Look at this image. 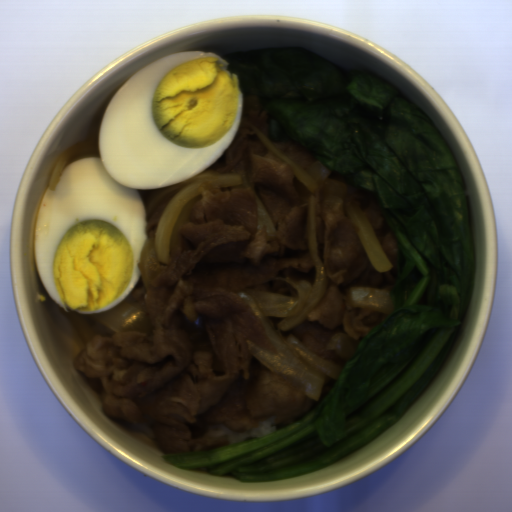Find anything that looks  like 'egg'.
<instances>
[{
	"instance_id": "1",
	"label": "egg",
	"mask_w": 512,
	"mask_h": 512,
	"mask_svg": "<svg viewBox=\"0 0 512 512\" xmlns=\"http://www.w3.org/2000/svg\"><path fill=\"white\" fill-rule=\"evenodd\" d=\"M209 50L174 52L128 78L108 101L97 155L64 166L45 190L34 228V264L51 300L80 316L117 307L142 274L148 238L138 190L187 181L236 138L245 108L239 76Z\"/></svg>"
}]
</instances>
